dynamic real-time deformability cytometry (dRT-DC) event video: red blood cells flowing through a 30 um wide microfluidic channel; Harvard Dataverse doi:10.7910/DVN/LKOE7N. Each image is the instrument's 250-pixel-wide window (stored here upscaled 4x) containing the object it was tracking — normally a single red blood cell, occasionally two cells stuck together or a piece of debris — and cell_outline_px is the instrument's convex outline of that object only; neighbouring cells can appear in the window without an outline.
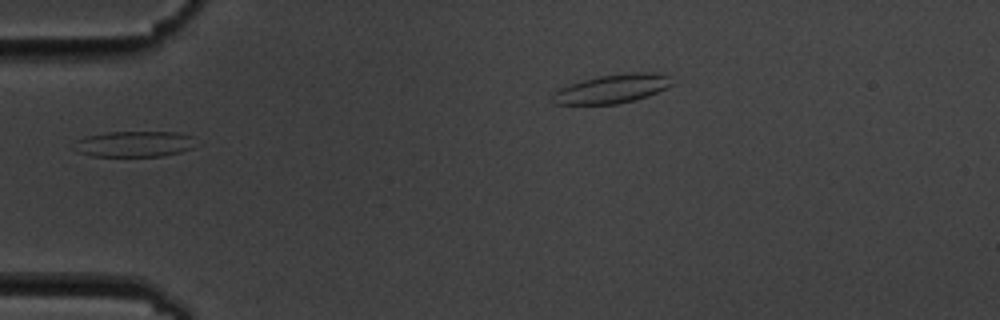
{"species": "common noctule bat (a hibernating species)", "species_latin": "Nyctalus noctula", "temperature_condition": "cold", "stored_images_in_passage": 5, "segment_of_instrument_passage": [1, 2], "camera_frame_rate_fps": 3000, "um_per_image_px": 0.085, "animal": {"sex": "male", "body_mass_g": 19.5, "forearm_length_mm": 54.6}, "frame": {"image": 1, "passage_image": 2, "time_ms": 1.333, "image_size_px": [1000, 320], "cell_outline_px": [[204, 144], [180, 152], [164, 156], [92, 156], [76, 152], [68, 148], [76, 140], [84, 136], [108, 132], [176, 132], [192, 136]], "centroid_in_image_um": [11.43, 12.24], "position_along_channel_um": 73.6, "area_um2": 19.07}}
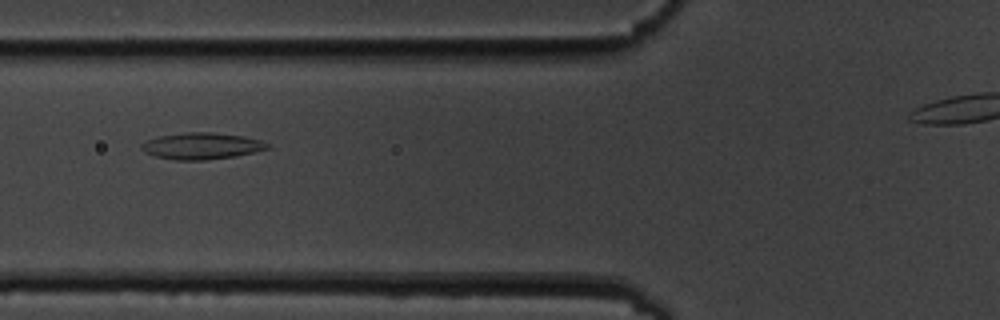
{"frame": {"image": 2, "passage_image": 3, "time_ms": 2.333, "image_size_px": [1000, 320], "cell_outline_px": [[272, 148], [236, 156], [204, 160], [176, 160], [156, 156], [144, 152], [140, 148], [140, 144], [156, 136], [184, 132], [212, 132], [244, 136], [260, 140], [268, 144]], "centroid_in_image_um": [17.13, 12.4], "position_along_channel_um": 108.7, "area_um2": 19.59}}
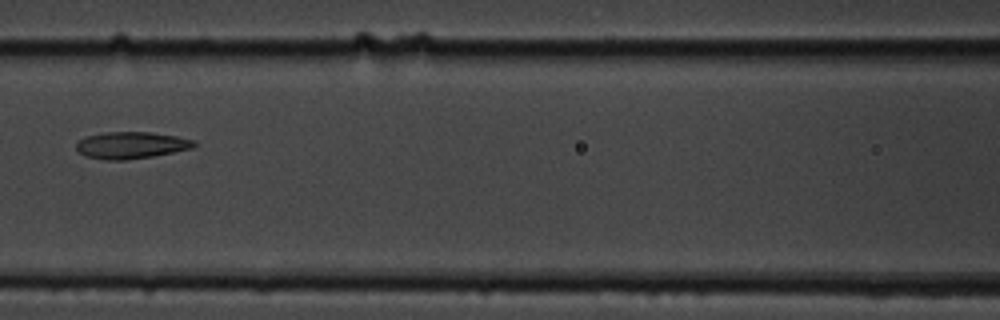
{"frame": {"image": 3, "passage_image": 4, "time_ms": 3.667, "image_size_px": [1000, 320], "cell_outline_px": [[196, 144], [192, 148], [152, 156], [124, 160], [104, 160], [84, 156], [76, 148], [76, 144], [84, 136], [104, 132], [152, 132], [176, 136], [196, 140]], "centroid_in_image_um": [11.13, 12.33], "position_along_channel_um": 155.5, "area_um2": 18.44}}